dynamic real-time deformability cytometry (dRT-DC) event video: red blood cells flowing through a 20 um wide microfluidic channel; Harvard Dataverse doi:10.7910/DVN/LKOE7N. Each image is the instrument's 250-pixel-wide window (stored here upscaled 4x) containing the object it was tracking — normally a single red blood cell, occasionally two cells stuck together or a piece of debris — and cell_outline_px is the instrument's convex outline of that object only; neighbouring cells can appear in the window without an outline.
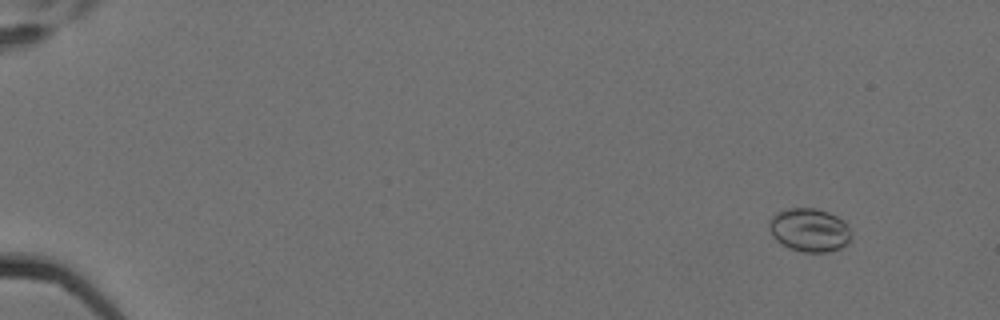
{"species": "Egyptian fruit bat (a non-hibernating species)", "species_latin": "Rousettus aegyptiacus", "temperature_condition": "cold", "stored_images_in_passage": 6, "camera_frame_rate_fps": 3000, "um_per_image_px": 0.085, "animal": {"sex": "female"}, "frame": {"image": 1, "passage_image": 1, "time_ms": 0.0, "image_size_px": [1000, 320], "cell_outline_px": [[852, 240], [848, 244], [840, 248], [828, 252], [804, 252], [788, 248], [780, 244], [772, 236], [768, 228], [768, 220], [776, 212], [788, 208], [816, 208], [828, 212], [836, 216], [848, 228], [852, 236]], "centroid_in_image_um": [68.76, 19.56], "position_along_channel_um": 16.2, "area_um2": 20.98}}